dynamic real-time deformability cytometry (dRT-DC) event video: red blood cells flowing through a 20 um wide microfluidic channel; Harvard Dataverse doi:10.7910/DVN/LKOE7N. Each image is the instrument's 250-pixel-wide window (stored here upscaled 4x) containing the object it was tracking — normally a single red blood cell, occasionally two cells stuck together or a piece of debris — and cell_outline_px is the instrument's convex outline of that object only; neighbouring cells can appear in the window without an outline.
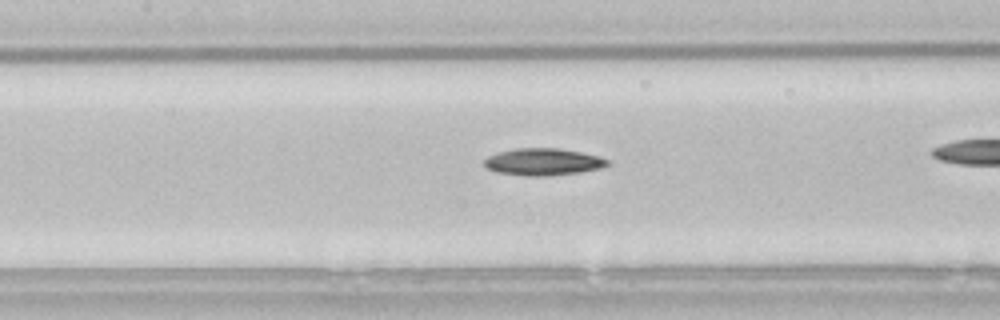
{"species": "common noctule bat (a hibernating species)", "species_latin": "Nyctalus noctula", "temperature_condition": "room temperature", "stored_images_in_passage": 42, "camera_frame_rate_fps": 3000, "um_per_image_px": 0.085, "animal": {"sex": "male", "body_mass_g": 21.5, "forearm_length_mm": 52.0}, "frame": {"image": 1, "passage_image": 24, "time_ms": 7.667, "image_size_px": [1000, 320], "cell_outline_px": [[612, 164], [600, 168], [580, 172], [548, 176], [524, 176], [496, 172], [484, 168], [484, 160], [488, 156], [500, 152], [516, 148], [560, 148], [600, 156], [612, 160]], "centroid_in_image_um": [46.2, 13.76], "position_along_channel_um": 161.2, "area_um2": 19.71}}
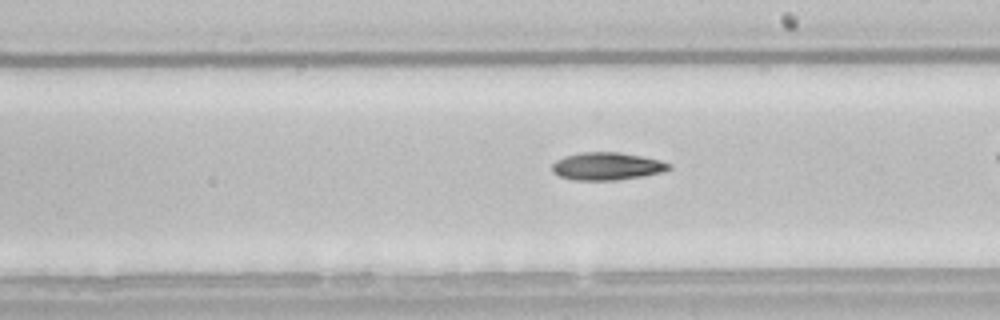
{"frame": {"image": 2, "passage_image": 30, "time_ms": 9.667, "image_size_px": [1000, 320], "cell_outline_px": [[672, 168], [660, 172], [644, 176], [616, 180], [572, 180], [560, 176], [552, 172], [552, 164], [556, 160], [564, 156], [580, 152], [620, 152], [660, 160], [672, 164]], "centroid_in_image_um": [51.57, 14.13], "position_along_channel_um": 237.4, "area_um2": 18.9}}